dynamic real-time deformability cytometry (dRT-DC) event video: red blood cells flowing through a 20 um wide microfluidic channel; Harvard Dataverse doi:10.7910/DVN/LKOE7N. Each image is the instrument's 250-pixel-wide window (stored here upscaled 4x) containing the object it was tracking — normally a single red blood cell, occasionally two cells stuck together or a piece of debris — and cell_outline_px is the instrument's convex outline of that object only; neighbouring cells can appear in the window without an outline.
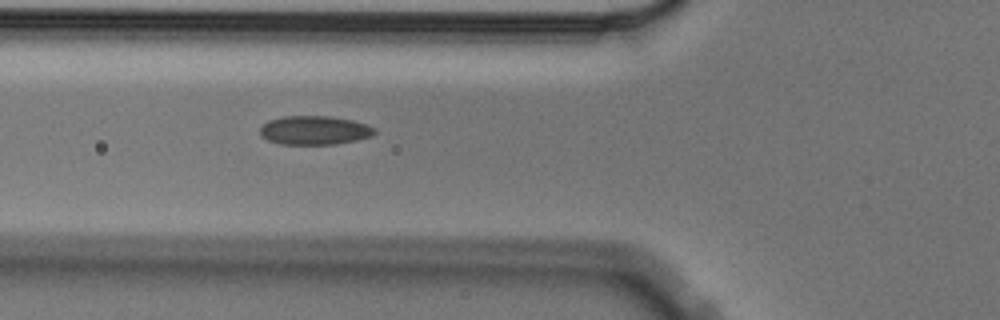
{"species": "Egyptian fruit bat (a non-hibernating species)", "species_latin": "Rousettus aegyptiacus", "temperature_condition": "cold", "stored_images_in_passage": 3, "camera_frame_rate_fps": 3000, "um_per_image_px": 0.085, "animal": {"sex": "male"}, "frame": {"image": 1, "passage_image": 3, "time_ms": 0.667, "image_size_px": [1000, 320], "cell_outline_px": [[376, 132], [372, 136], [356, 140], [336, 144], [280, 144], [268, 140], [260, 136], [260, 128], [268, 120], [284, 116], [328, 116], [352, 120], [376, 128]], "centroid_in_image_um": [26.72, 11.07], "position_along_channel_um": 99.1, "area_um2": 19.25}}